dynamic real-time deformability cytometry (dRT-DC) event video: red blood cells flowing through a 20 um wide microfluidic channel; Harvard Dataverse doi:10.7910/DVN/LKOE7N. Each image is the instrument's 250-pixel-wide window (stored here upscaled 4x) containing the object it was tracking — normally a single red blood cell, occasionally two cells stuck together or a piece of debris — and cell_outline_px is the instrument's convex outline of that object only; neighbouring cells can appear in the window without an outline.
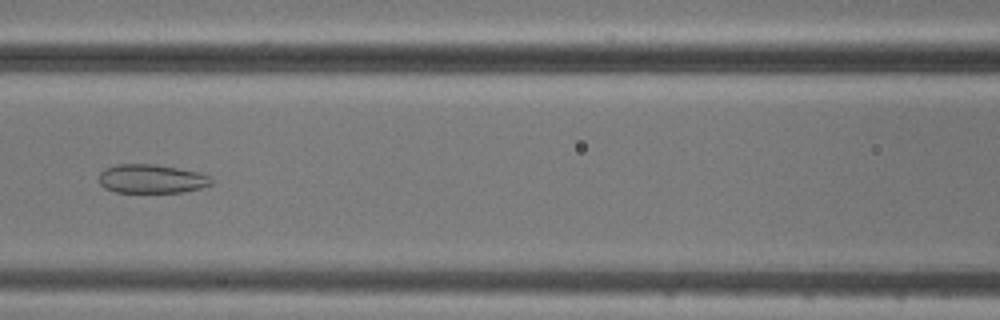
{"species": "common noctule bat (a hibernating species)", "species_latin": "Nyctalus noctula", "temperature_condition": "cold", "stored_images_in_passage": 9, "camera_frame_rate_fps": 3000, "um_per_image_px": 0.085, "animal": {"sex": "male", "body_mass_g": 20.5, "forearm_length_mm": 52.5}, "frame": {"image": 1, "passage_image": 6, "time_ms": 6.667, "image_size_px": [1000, 320], "cell_outline_px": [[212, 184], [200, 188], [184, 192], [116, 192], [104, 188], [100, 184], [100, 172], [104, 168], [116, 164], [156, 164], [200, 172], [208, 176], [212, 180]], "centroid_in_image_um": [12.87, 15.19], "position_along_channel_um": 153.7, "area_um2": 18.96}}
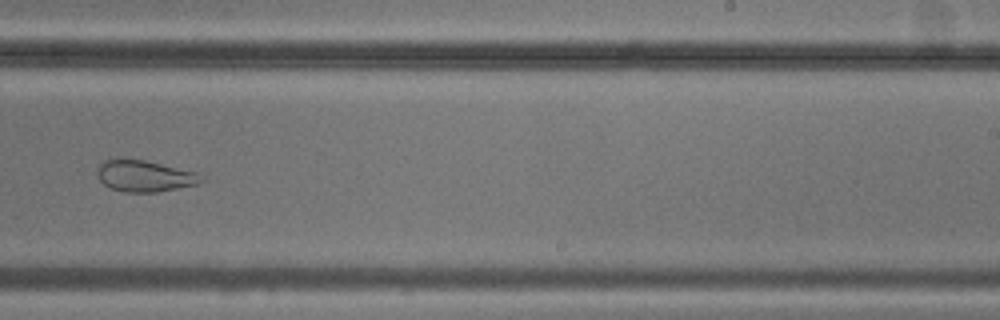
{"frame": {"image": 2, "passage_image": 9, "time_ms": 10.0, "image_size_px": [1000, 320], "cell_outline_px": [[204, 180], [196, 184], [156, 192], [124, 192], [112, 188], [104, 184], [100, 180], [96, 172], [100, 164], [104, 160], [116, 156], [144, 160], [196, 172], [204, 176]], "centroid_in_image_um": [12.24, 14.93], "position_along_channel_um": 276.8, "area_um2": 19.19}}